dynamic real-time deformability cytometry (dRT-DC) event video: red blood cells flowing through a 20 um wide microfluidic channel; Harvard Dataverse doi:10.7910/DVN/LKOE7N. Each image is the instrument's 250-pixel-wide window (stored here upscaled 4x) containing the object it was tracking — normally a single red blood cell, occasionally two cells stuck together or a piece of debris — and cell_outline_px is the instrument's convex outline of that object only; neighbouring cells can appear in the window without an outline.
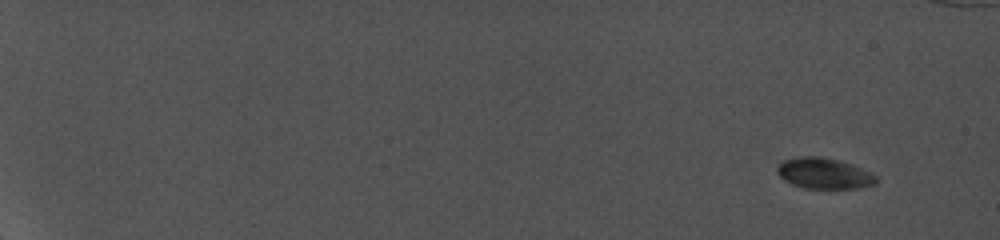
{"species": "common noctule bat (a hibernating species)", "species_latin": "Nyctalus noctula", "temperature_condition": "cold", "stored_images_in_passage": 40, "camera_frame_rate_fps": 5000, "um_per_image_px": 0.085, "animal": {"sex": "female", "body_mass_g": 19.0, "forearm_length_mm": 56.7}, "frame": {"image": 1, "passage_image": 1, "time_ms": 0.0, "image_size_px": [1000, 240], "cell_outline_px": [[876, 184], [860, 188], [804, 188], [792, 184], [784, 180], [776, 172], [776, 168], [784, 160], [800, 156], [820, 156], [852, 164], [876, 176]], "centroid_in_image_um": [70.02, 14.74], "position_along_channel_um": 15.0, "area_um2": 17.63}}
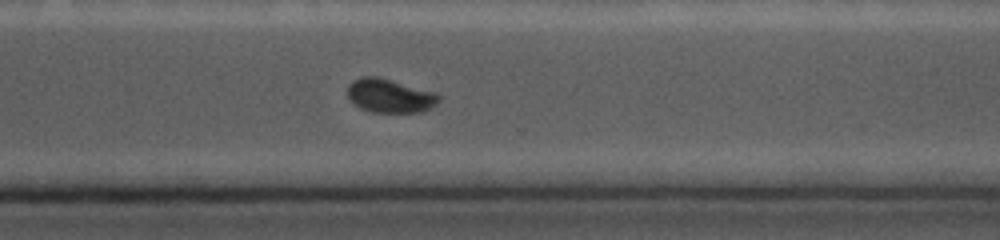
{"frame": {"image": 2, "passage_image": 36, "time_ms": 14.4, "image_size_px": [1000, 240], "cell_outline_px": [[440, 100], [436, 104], [424, 112], [372, 112], [360, 108], [352, 104], [348, 100], [348, 84], [352, 80], [360, 76], [380, 76], [440, 92]], "centroid_in_image_um": [33.16, 8.12], "position_along_channel_um": 337.4, "area_um2": 18.73}}
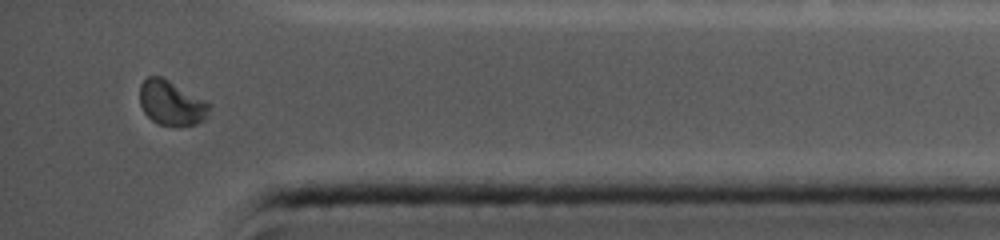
{"frame": {"image": 3, "passage_image": 40, "time_ms": 16.6, "image_size_px": [1000, 240], "cell_outline_px": [[212, 104], [208, 116], [204, 120], [196, 124], [160, 124], [152, 120], [144, 112], [140, 104], [140, 84], [148, 76], [160, 76], [168, 80]], "centroid_in_image_um": [14.57, 8.74], "position_along_channel_um": 420.6, "area_um2": 17.8}, "authors_computed_cell_mechanics": {"area_um2": 18.2359, "velocity_mm_per_s": 3.8086, "shape_relaxation_time_tau1_ms": 2.3481, "shape_relaxation_time_tau2_ms": null, "deformation_change_tau1": 0.0386, "deformation_change_tau2": null}}